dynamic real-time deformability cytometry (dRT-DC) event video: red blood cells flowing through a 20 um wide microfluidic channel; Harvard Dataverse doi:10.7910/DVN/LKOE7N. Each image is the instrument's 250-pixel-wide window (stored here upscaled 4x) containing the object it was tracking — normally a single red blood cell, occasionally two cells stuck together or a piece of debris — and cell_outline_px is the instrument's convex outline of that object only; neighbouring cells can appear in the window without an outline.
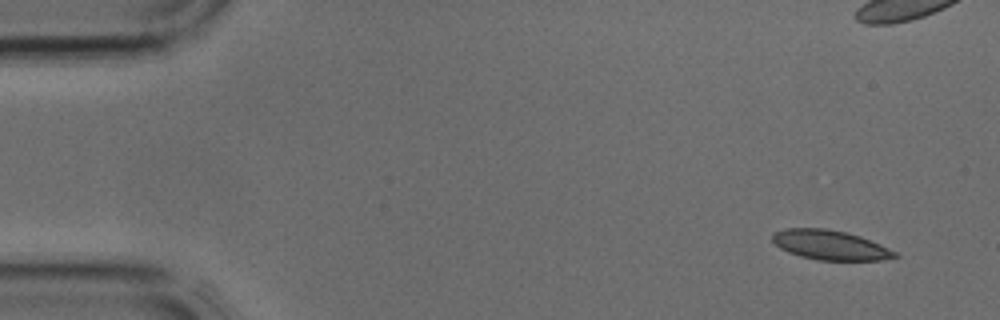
{"species": "common noctule bat (a hibernating species)", "species_latin": "Nyctalus noctula", "temperature_condition": "cold", "stored_images_in_passage": 4, "camera_frame_rate_fps": 3000, "um_per_image_px": 0.085, "animal": {"sex": "male", "body_mass_g": 17.9, "forearm_length_mm": 54.2}, "frame": {"image": 1, "passage_image": 1, "time_ms": 0.0, "image_size_px": [1000, 320], "cell_outline_px": [[900, 256], [880, 260], [816, 260], [800, 256], [788, 252], [780, 248], [772, 240], [772, 232], [784, 228], [828, 228], [860, 236], [880, 244], [896, 252]], "centroid_in_image_um": [70.53, 20.82], "position_along_channel_um": 14.5, "area_um2": 21.15}}
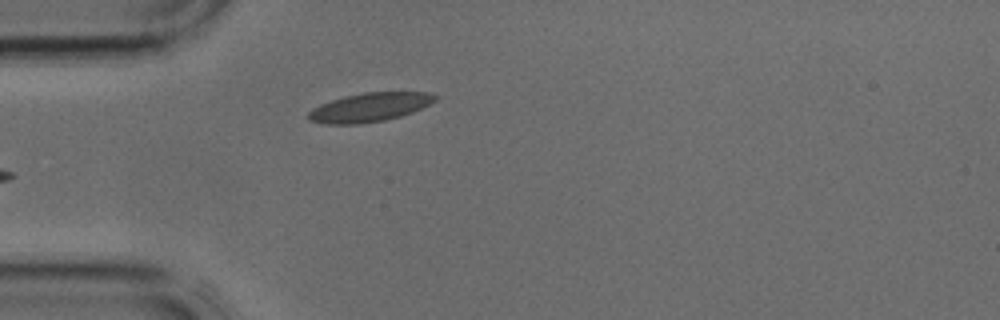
{"frame": {"image": 2, "passage_image": 4, "time_ms": 1.0, "image_size_px": [1000, 320], "cell_outline_px": [[440, 96], [436, 100], [412, 112], [400, 116], [384, 120], [356, 124], [324, 124], [308, 120], [308, 112], [312, 108], [320, 104], [344, 96], [364, 92], [428, 92]], "centroid_in_image_um": [31.4, 9.11], "position_along_channel_um": 53.6, "area_um2": 21.27}}